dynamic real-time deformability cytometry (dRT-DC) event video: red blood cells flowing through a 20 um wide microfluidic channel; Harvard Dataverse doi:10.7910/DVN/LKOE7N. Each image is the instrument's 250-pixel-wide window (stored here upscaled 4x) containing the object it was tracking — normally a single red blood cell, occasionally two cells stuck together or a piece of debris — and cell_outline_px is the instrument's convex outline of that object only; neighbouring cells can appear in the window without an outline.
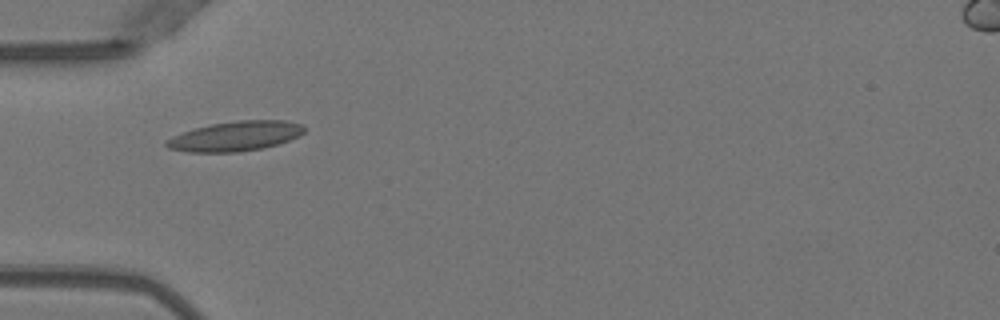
{"species": "Egyptian fruit bat (a non-hibernating species)", "species_latin": "Rousettus aegyptiacus", "temperature_condition": "warm", "stored_images_in_passage": 7, "camera_frame_rate_fps": 3000, "um_per_image_px": 0.085, "animal": {"sex": "female"}, "frame": {"image": 1, "passage_image": 5, "time_ms": 1.333, "image_size_px": [1000, 320], "cell_outline_px": [[304, 132], [288, 140], [264, 148], [240, 152], [188, 152], [168, 148], [164, 144], [164, 140], [172, 136], [196, 128], [212, 124], [236, 120], [284, 120], [304, 124]], "centroid_in_image_um": [19.99, 11.57], "position_along_channel_um": 65.0, "area_um2": 23.87}}
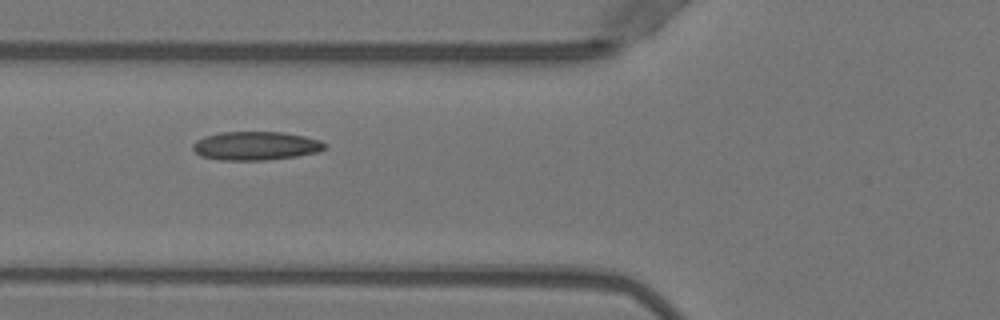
{"frame": {"image": 2, "passage_image": 6, "time_ms": 1.667, "image_size_px": [1000, 320], "cell_outline_px": [[328, 148], [320, 152], [296, 156], [264, 160], [220, 160], [200, 156], [192, 148], [192, 144], [196, 140], [204, 136], [220, 132], [284, 132], [304, 136], [320, 140], [328, 144]], "centroid_in_image_um": [21.77, 12.39], "position_along_channel_um": 104.0, "area_um2": 22.25}}
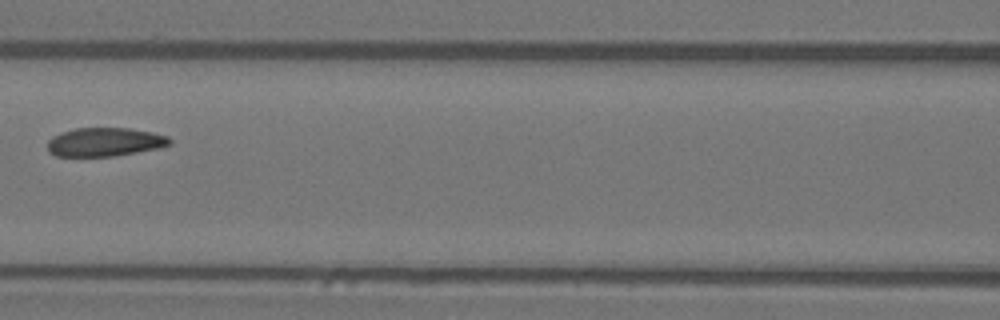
{"frame": {"image": 3, "passage_image": 7, "time_ms": 2.0, "image_size_px": [1000, 320], "cell_outline_px": [[172, 144], [160, 148], [116, 156], [56, 156], [48, 152], [48, 140], [52, 136], [60, 132], [76, 128], [128, 128], [152, 132], [168, 136], [172, 140]], "centroid_in_image_um": [8.92, 12.07], "position_along_channel_um": 157.7, "area_um2": 20.63}}